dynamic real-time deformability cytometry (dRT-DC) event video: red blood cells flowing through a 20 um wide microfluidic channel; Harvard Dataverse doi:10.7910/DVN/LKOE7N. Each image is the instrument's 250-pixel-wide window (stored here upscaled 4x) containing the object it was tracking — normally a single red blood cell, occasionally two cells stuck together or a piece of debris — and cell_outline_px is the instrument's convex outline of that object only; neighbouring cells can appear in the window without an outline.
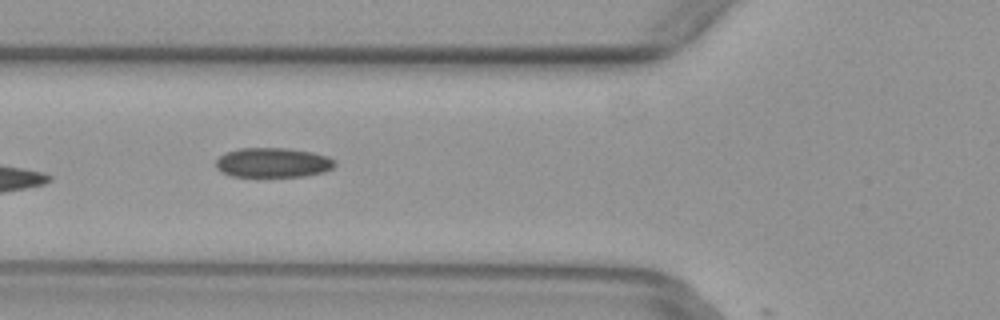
{"species": "common noctule bat (a hibernating species)", "species_latin": "Nyctalus noctula", "temperature_condition": "warm", "stored_images_in_passage": 6, "camera_frame_rate_fps": 3000, "um_per_image_px": 0.085, "animal": {"sex": "female", "body_mass_g": 29.2, "forearm_length_mm": 56.3}, "frame": {"image": 1, "passage_image": 5, "time_ms": 1.333, "image_size_px": [1000, 320], "cell_outline_px": [[336, 164], [332, 168], [324, 172], [304, 176], [232, 176], [220, 172], [216, 168], [216, 160], [224, 152], [240, 148], [288, 148], [312, 152], [328, 156], [336, 160]], "centroid_in_image_um": [23.2, 13.81], "position_along_channel_um": 102.6, "area_um2": 20.69}}